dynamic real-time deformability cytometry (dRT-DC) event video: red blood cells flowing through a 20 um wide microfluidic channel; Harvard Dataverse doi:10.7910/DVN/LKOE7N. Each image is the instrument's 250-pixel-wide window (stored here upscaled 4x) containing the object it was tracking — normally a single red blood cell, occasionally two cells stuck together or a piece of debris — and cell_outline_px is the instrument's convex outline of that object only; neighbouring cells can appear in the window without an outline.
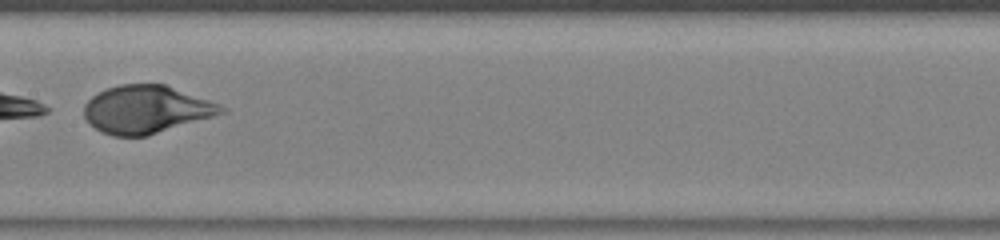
{"species": "human", "species_latin": "Homo sapiens", "temperature_condition": "warm", "stored_images_in_passage": 29, "camera_frame_rate_fps": 3000, "um_per_image_px": 0.085, "donor": {"sex": "male"}, "frame": {"image": 1, "passage_image": 25, "time_ms": 8.0, "image_size_px": [1000, 240], "cell_outline_px": [[228, 112], [148, 136], [112, 136], [100, 132], [88, 124], [84, 116], [84, 104], [92, 96], [108, 88], [120, 84], [164, 84], [220, 104], [228, 108]], "centroid_in_image_um": [12.43, 9.32], "position_along_channel_um": 195.0, "area_um2": 38.49}}